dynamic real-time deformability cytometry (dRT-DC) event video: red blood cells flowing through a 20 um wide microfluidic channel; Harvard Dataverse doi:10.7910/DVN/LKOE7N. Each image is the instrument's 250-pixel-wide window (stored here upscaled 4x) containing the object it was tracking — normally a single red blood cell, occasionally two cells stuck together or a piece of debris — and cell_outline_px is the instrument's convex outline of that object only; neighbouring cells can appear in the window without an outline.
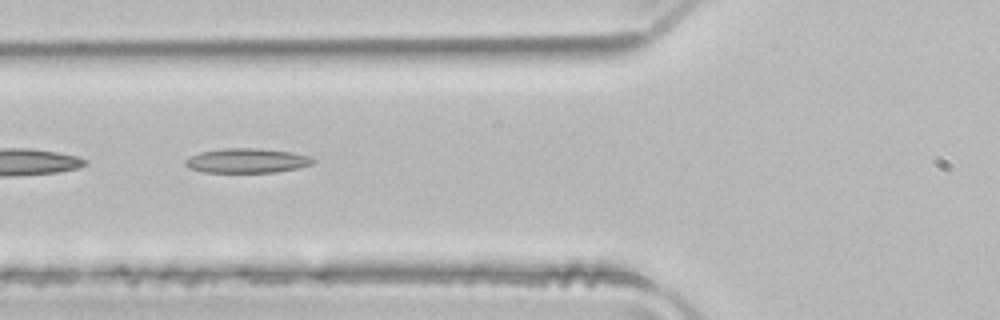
{"species": "common noctule bat (a hibernating species)", "species_latin": "Nyctalus noctula", "temperature_condition": "room temperature", "stored_images_in_passage": 24, "segment_of_instrument_passage": [2, 2], "camera_frame_rate_fps": 3000, "um_per_image_px": 0.085, "animal": {"sex": "male", "body_mass_g": 21.5, "forearm_length_mm": 52.0}, "frame": {"image": 1, "passage_image": 11, "time_ms": 3.333, "image_size_px": [1000, 320], "cell_outline_px": [[316, 160], [312, 164], [300, 168], [276, 172], [204, 172], [188, 168], [184, 164], [184, 160], [200, 152], [224, 148], [260, 148], [292, 152], [312, 156]], "centroid_in_image_um": [21.03, 13.65], "position_along_channel_um": 104.8, "area_um2": 18.44}}
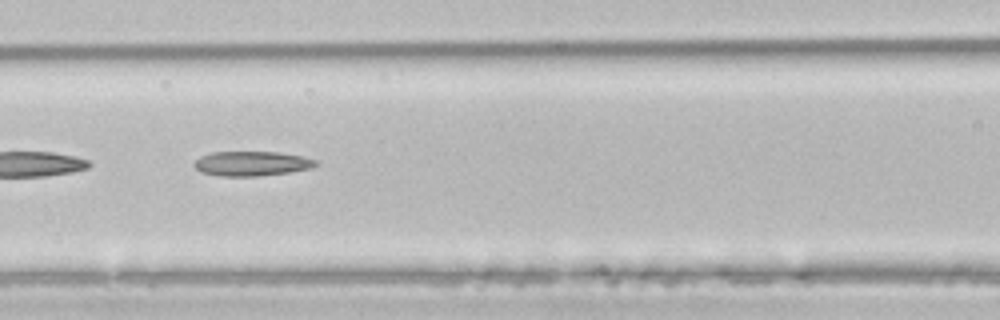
{"frame": {"image": 2, "passage_image": 14, "time_ms": 4.333, "image_size_px": [1000, 320], "cell_outline_px": [[316, 164], [312, 168], [288, 172], [256, 176], [220, 176], [200, 172], [192, 164], [200, 156], [212, 152], [280, 152], [304, 156], [316, 160]], "centroid_in_image_um": [21.37, 13.9], "position_along_channel_um": 145.2, "area_um2": 17.46}}
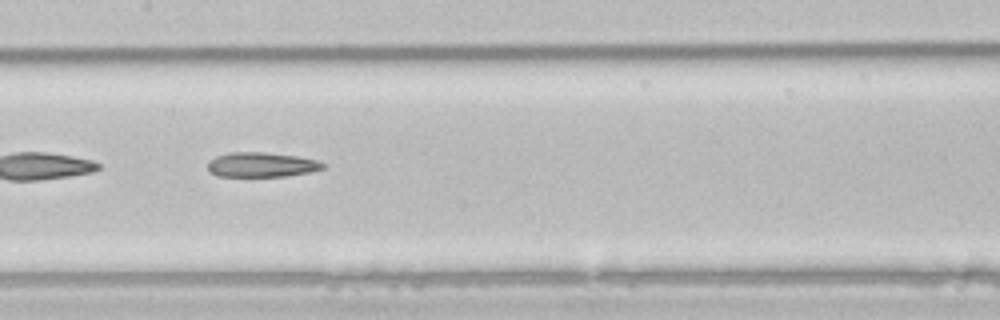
{"frame": {"image": 3, "passage_image": 17, "time_ms": 5.333, "image_size_px": [1000, 320], "cell_outline_px": [[328, 164], [324, 168], [308, 172], [284, 176], [216, 176], [208, 172], [208, 160], [216, 156], [228, 152], [264, 152], [300, 156], [320, 160]], "centroid_in_image_um": [22.24, 13.99], "position_along_channel_um": 185.2, "area_um2": 16.88}}